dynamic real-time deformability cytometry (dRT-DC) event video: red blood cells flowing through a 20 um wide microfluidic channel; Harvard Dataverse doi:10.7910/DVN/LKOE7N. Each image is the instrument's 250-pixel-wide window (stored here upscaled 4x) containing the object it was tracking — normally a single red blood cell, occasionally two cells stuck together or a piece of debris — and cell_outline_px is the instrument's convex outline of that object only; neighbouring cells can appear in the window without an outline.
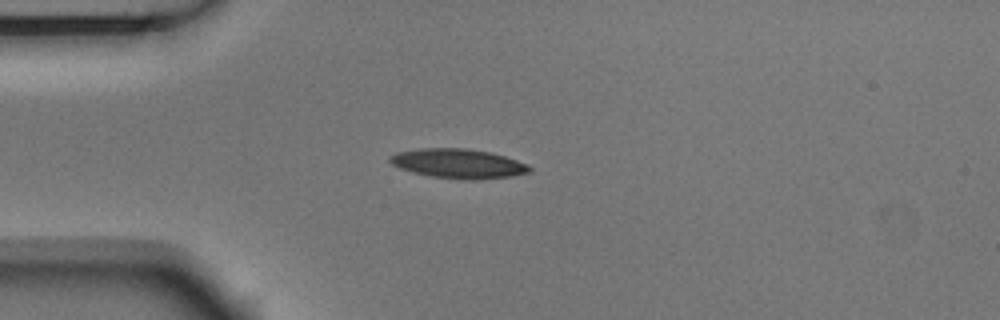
{"species": "Egyptian fruit bat (a non-hibernating species)", "species_latin": "Rousettus aegyptiacus", "temperature_condition": "room temperature", "stored_images_in_passage": 4, "camera_frame_rate_fps": 3000, "um_per_image_px": 0.085, "animal": {"sex": "male"}, "frame": {"image": 1, "passage_image": 1, "time_ms": 0.0, "image_size_px": [1000, 320], "cell_outline_px": [[532, 172], [512, 176], [476, 180], [468, 180], [432, 176], [412, 172], [400, 168], [392, 164], [388, 160], [388, 156], [396, 152], [420, 148], [464, 148], [492, 152], [528, 164], [532, 168]], "centroid_in_image_um": [38.96, 13.9], "position_along_channel_um": 46.0, "area_um2": 24.1}}
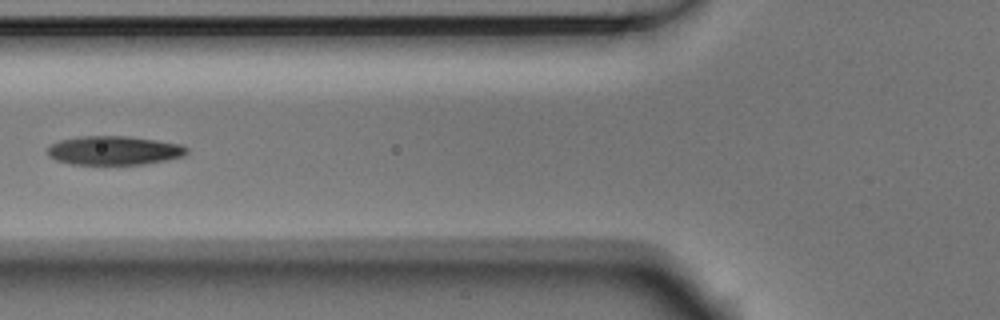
{"frame": {"image": 2, "passage_image": 3, "time_ms": 0.667, "image_size_px": [1000, 320], "cell_outline_px": [[188, 152], [184, 156], [164, 160], [140, 164], [72, 164], [56, 160], [48, 156], [48, 148], [52, 144], [60, 140], [80, 136], [128, 136], [156, 140], [180, 144], [188, 148]], "centroid_in_image_um": [9.69, 12.78], "position_along_channel_um": 116.1, "area_um2": 23.29}}
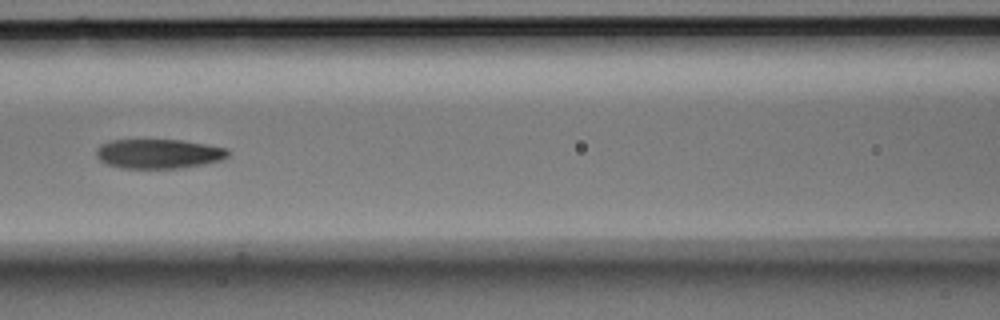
{"frame": {"image": 3, "passage_image": 4, "time_ms": 1.0, "image_size_px": [1000, 320], "cell_outline_px": [[232, 152], [228, 156], [220, 160], [204, 164], [180, 168], [120, 168], [108, 164], [100, 160], [96, 156], [96, 148], [100, 144], [112, 140], [184, 140], [208, 144], [228, 148]], "centroid_in_image_um": [13.51, 13.06], "position_along_channel_um": 153.1, "area_um2": 22.83}}